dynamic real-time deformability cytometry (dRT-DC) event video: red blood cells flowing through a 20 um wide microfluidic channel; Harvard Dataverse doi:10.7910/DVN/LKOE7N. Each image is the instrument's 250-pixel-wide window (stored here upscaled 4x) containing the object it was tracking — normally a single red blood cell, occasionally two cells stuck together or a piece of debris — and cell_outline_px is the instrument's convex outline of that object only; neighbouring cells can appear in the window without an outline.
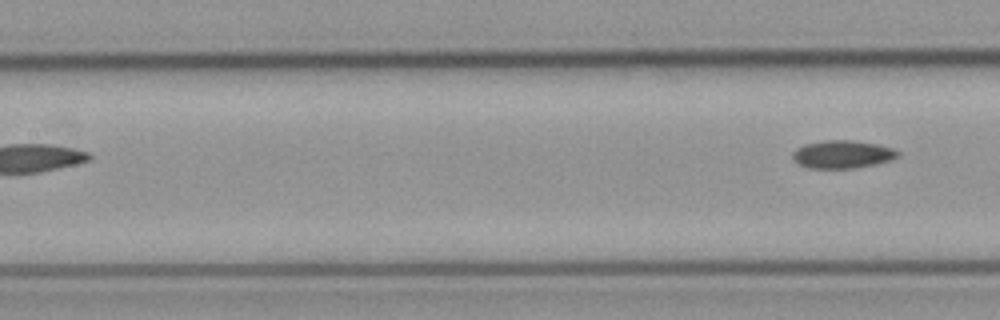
{"species": "common noctule bat (a hibernating species)", "species_latin": "Nyctalus noctula", "temperature_condition": "cold", "stored_images_in_passage": 6, "segment_of_instrument_passage": [2, 2], "camera_frame_rate_fps": 3000, "um_per_image_px": 0.085, "animal": {"sex": "male", "body_mass_g": 23.1, "forearm_length_mm": 52.7}, "frame": {"image": 1, "passage_image": 6, "time_ms": 6.0, "image_size_px": [1000, 320], "cell_outline_px": [[900, 156], [892, 160], [876, 164], [852, 168], [808, 168], [796, 164], [792, 160], [792, 152], [796, 148], [804, 144], [824, 140], [848, 140], [876, 144], [892, 148], [900, 152]], "centroid_in_image_um": [71.57, 13.12], "position_along_channel_um": 135.8, "area_um2": 17.28}}